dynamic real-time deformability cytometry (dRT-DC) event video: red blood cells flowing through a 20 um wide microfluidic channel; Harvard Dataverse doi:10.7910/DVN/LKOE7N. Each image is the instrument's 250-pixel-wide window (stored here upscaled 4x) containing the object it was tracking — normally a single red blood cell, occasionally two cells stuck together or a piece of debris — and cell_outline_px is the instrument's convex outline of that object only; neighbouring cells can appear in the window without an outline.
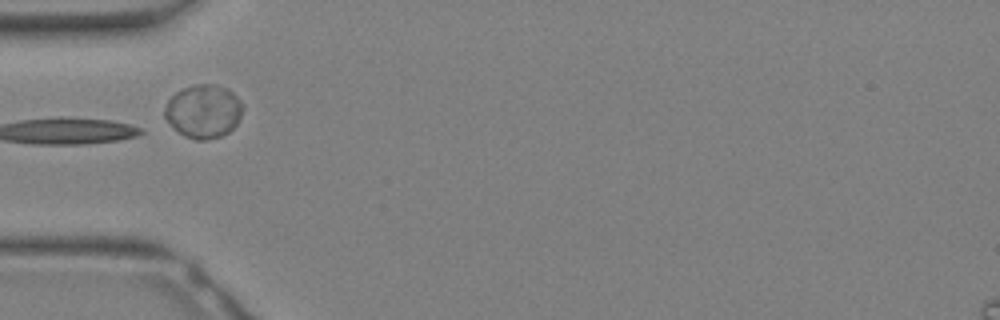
{"species": "Egyptian fruit bat (a non-hibernating species)", "species_latin": "Rousettus aegyptiacus", "temperature_condition": "warm", "stored_images_in_passage": 22, "camera_frame_rate_fps": 3000, "um_per_image_px": 0.085, "animal": {"sex": "female"}, "frame": {"image": 1, "passage_image": 1, "time_ms": 0.0, "image_size_px": [1000, 320], "cell_outline_px": [[244, 108], [236, 124], [228, 132], [220, 136], [204, 140], [196, 140], [184, 136], [164, 116], [164, 108], [168, 100], [176, 92], [184, 88], [196, 84], [212, 84], [228, 88], [240, 100]], "centroid_in_image_um": [17.31, 9.44], "position_along_channel_um": 67.7, "area_um2": 24.04}}
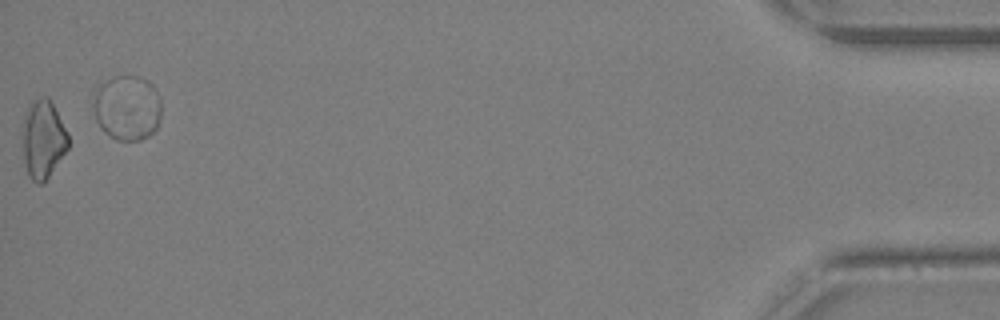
{"frame": {"image": 2, "passage_image": 22, "time_ms": 7.0, "image_size_px": [1000, 320], "cell_outline_px": [[68, 148], [44, 184], [40, 184], [32, 180], [28, 176], [24, 160], [20, 132], [28, 108], [36, 100], [44, 96], [48, 96], [68, 132]], "centroid_in_image_um": [3.65, 11.88], "position_along_channel_um": 431.6, "area_um2": 20.98}}